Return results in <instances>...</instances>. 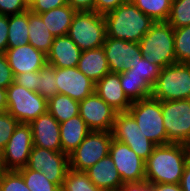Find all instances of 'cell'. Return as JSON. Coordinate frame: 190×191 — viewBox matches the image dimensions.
<instances>
[{
    "label": "cell",
    "mask_w": 190,
    "mask_h": 191,
    "mask_svg": "<svg viewBox=\"0 0 190 191\" xmlns=\"http://www.w3.org/2000/svg\"><path fill=\"white\" fill-rule=\"evenodd\" d=\"M187 161L185 144L157 145L145 161V180L152 184H180Z\"/></svg>",
    "instance_id": "cell-1"
},
{
    "label": "cell",
    "mask_w": 190,
    "mask_h": 191,
    "mask_svg": "<svg viewBox=\"0 0 190 191\" xmlns=\"http://www.w3.org/2000/svg\"><path fill=\"white\" fill-rule=\"evenodd\" d=\"M106 36L139 43L155 23L131 1L104 15Z\"/></svg>",
    "instance_id": "cell-2"
},
{
    "label": "cell",
    "mask_w": 190,
    "mask_h": 191,
    "mask_svg": "<svg viewBox=\"0 0 190 191\" xmlns=\"http://www.w3.org/2000/svg\"><path fill=\"white\" fill-rule=\"evenodd\" d=\"M143 57L161 68L177 63L174 28L166 22H155L139 41Z\"/></svg>",
    "instance_id": "cell-3"
},
{
    "label": "cell",
    "mask_w": 190,
    "mask_h": 191,
    "mask_svg": "<svg viewBox=\"0 0 190 191\" xmlns=\"http://www.w3.org/2000/svg\"><path fill=\"white\" fill-rule=\"evenodd\" d=\"M67 35L81 51L102 47L106 38L104 15L95 11H77Z\"/></svg>",
    "instance_id": "cell-4"
},
{
    "label": "cell",
    "mask_w": 190,
    "mask_h": 191,
    "mask_svg": "<svg viewBox=\"0 0 190 191\" xmlns=\"http://www.w3.org/2000/svg\"><path fill=\"white\" fill-rule=\"evenodd\" d=\"M151 96L160 101L190 99V64L174 63L161 68Z\"/></svg>",
    "instance_id": "cell-5"
},
{
    "label": "cell",
    "mask_w": 190,
    "mask_h": 191,
    "mask_svg": "<svg viewBox=\"0 0 190 191\" xmlns=\"http://www.w3.org/2000/svg\"><path fill=\"white\" fill-rule=\"evenodd\" d=\"M128 112L136 120L143 134L156 146L167 144L163 125L161 101L152 96L132 102Z\"/></svg>",
    "instance_id": "cell-6"
},
{
    "label": "cell",
    "mask_w": 190,
    "mask_h": 191,
    "mask_svg": "<svg viewBox=\"0 0 190 191\" xmlns=\"http://www.w3.org/2000/svg\"><path fill=\"white\" fill-rule=\"evenodd\" d=\"M6 90L7 112L19 123L29 124L47 112V100L38 92L30 91L14 82Z\"/></svg>",
    "instance_id": "cell-7"
},
{
    "label": "cell",
    "mask_w": 190,
    "mask_h": 191,
    "mask_svg": "<svg viewBox=\"0 0 190 191\" xmlns=\"http://www.w3.org/2000/svg\"><path fill=\"white\" fill-rule=\"evenodd\" d=\"M112 139V132L90 131L79 146L68 155L69 167L85 172L109 154Z\"/></svg>",
    "instance_id": "cell-8"
},
{
    "label": "cell",
    "mask_w": 190,
    "mask_h": 191,
    "mask_svg": "<svg viewBox=\"0 0 190 191\" xmlns=\"http://www.w3.org/2000/svg\"><path fill=\"white\" fill-rule=\"evenodd\" d=\"M167 144L190 140V99L161 101Z\"/></svg>",
    "instance_id": "cell-9"
},
{
    "label": "cell",
    "mask_w": 190,
    "mask_h": 191,
    "mask_svg": "<svg viewBox=\"0 0 190 191\" xmlns=\"http://www.w3.org/2000/svg\"><path fill=\"white\" fill-rule=\"evenodd\" d=\"M112 135L113 139L128 145L144 161L148 159L156 146L143 134L129 112H117Z\"/></svg>",
    "instance_id": "cell-10"
},
{
    "label": "cell",
    "mask_w": 190,
    "mask_h": 191,
    "mask_svg": "<svg viewBox=\"0 0 190 191\" xmlns=\"http://www.w3.org/2000/svg\"><path fill=\"white\" fill-rule=\"evenodd\" d=\"M26 167L42 172L50 182L61 188L70 168L69 156L63 152L33 146Z\"/></svg>",
    "instance_id": "cell-11"
},
{
    "label": "cell",
    "mask_w": 190,
    "mask_h": 191,
    "mask_svg": "<svg viewBox=\"0 0 190 191\" xmlns=\"http://www.w3.org/2000/svg\"><path fill=\"white\" fill-rule=\"evenodd\" d=\"M109 155L123 183L142 182L145 180V161L130 149L128 145L112 139L109 146Z\"/></svg>",
    "instance_id": "cell-12"
},
{
    "label": "cell",
    "mask_w": 190,
    "mask_h": 191,
    "mask_svg": "<svg viewBox=\"0 0 190 191\" xmlns=\"http://www.w3.org/2000/svg\"><path fill=\"white\" fill-rule=\"evenodd\" d=\"M33 146V136L30 125L19 123L2 151L6 169L19 170L26 167Z\"/></svg>",
    "instance_id": "cell-13"
},
{
    "label": "cell",
    "mask_w": 190,
    "mask_h": 191,
    "mask_svg": "<svg viewBox=\"0 0 190 191\" xmlns=\"http://www.w3.org/2000/svg\"><path fill=\"white\" fill-rule=\"evenodd\" d=\"M116 114L96 92L79 101V115L91 131L112 132Z\"/></svg>",
    "instance_id": "cell-14"
},
{
    "label": "cell",
    "mask_w": 190,
    "mask_h": 191,
    "mask_svg": "<svg viewBox=\"0 0 190 191\" xmlns=\"http://www.w3.org/2000/svg\"><path fill=\"white\" fill-rule=\"evenodd\" d=\"M110 72L122 73L143 58L139 43L106 36L103 44Z\"/></svg>",
    "instance_id": "cell-15"
},
{
    "label": "cell",
    "mask_w": 190,
    "mask_h": 191,
    "mask_svg": "<svg viewBox=\"0 0 190 191\" xmlns=\"http://www.w3.org/2000/svg\"><path fill=\"white\" fill-rule=\"evenodd\" d=\"M56 87L58 94L82 101L95 92V83L77 67L56 68Z\"/></svg>",
    "instance_id": "cell-16"
},
{
    "label": "cell",
    "mask_w": 190,
    "mask_h": 191,
    "mask_svg": "<svg viewBox=\"0 0 190 191\" xmlns=\"http://www.w3.org/2000/svg\"><path fill=\"white\" fill-rule=\"evenodd\" d=\"M13 75L26 72H38L47 64V55L32 45L7 48L4 52Z\"/></svg>",
    "instance_id": "cell-17"
},
{
    "label": "cell",
    "mask_w": 190,
    "mask_h": 191,
    "mask_svg": "<svg viewBox=\"0 0 190 191\" xmlns=\"http://www.w3.org/2000/svg\"><path fill=\"white\" fill-rule=\"evenodd\" d=\"M29 125L34 146L62 152L60 123L48 111L31 121Z\"/></svg>",
    "instance_id": "cell-18"
},
{
    "label": "cell",
    "mask_w": 190,
    "mask_h": 191,
    "mask_svg": "<svg viewBox=\"0 0 190 191\" xmlns=\"http://www.w3.org/2000/svg\"><path fill=\"white\" fill-rule=\"evenodd\" d=\"M95 92L117 112H128L132 104L121 87L120 73H107L95 84Z\"/></svg>",
    "instance_id": "cell-19"
},
{
    "label": "cell",
    "mask_w": 190,
    "mask_h": 191,
    "mask_svg": "<svg viewBox=\"0 0 190 191\" xmlns=\"http://www.w3.org/2000/svg\"><path fill=\"white\" fill-rule=\"evenodd\" d=\"M82 51L68 35L55 37L47 53V64L56 68L77 67Z\"/></svg>",
    "instance_id": "cell-20"
},
{
    "label": "cell",
    "mask_w": 190,
    "mask_h": 191,
    "mask_svg": "<svg viewBox=\"0 0 190 191\" xmlns=\"http://www.w3.org/2000/svg\"><path fill=\"white\" fill-rule=\"evenodd\" d=\"M85 172L92 183L102 191L118 189L123 184L109 154Z\"/></svg>",
    "instance_id": "cell-21"
},
{
    "label": "cell",
    "mask_w": 190,
    "mask_h": 191,
    "mask_svg": "<svg viewBox=\"0 0 190 191\" xmlns=\"http://www.w3.org/2000/svg\"><path fill=\"white\" fill-rule=\"evenodd\" d=\"M77 68L96 84L110 72L103 47L82 51Z\"/></svg>",
    "instance_id": "cell-22"
},
{
    "label": "cell",
    "mask_w": 190,
    "mask_h": 191,
    "mask_svg": "<svg viewBox=\"0 0 190 191\" xmlns=\"http://www.w3.org/2000/svg\"><path fill=\"white\" fill-rule=\"evenodd\" d=\"M90 131L91 130L80 115L60 123L62 152L69 155L79 146Z\"/></svg>",
    "instance_id": "cell-23"
},
{
    "label": "cell",
    "mask_w": 190,
    "mask_h": 191,
    "mask_svg": "<svg viewBox=\"0 0 190 191\" xmlns=\"http://www.w3.org/2000/svg\"><path fill=\"white\" fill-rule=\"evenodd\" d=\"M76 12L75 9L67 4L38 15L54 37H59L67 35Z\"/></svg>",
    "instance_id": "cell-24"
},
{
    "label": "cell",
    "mask_w": 190,
    "mask_h": 191,
    "mask_svg": "<svg viewBox=\"0 0 190 191\" xmlns=\"http://www.w3.org/2000/svg\"><path fill=\"white\" fill-rule=\"evenodd\" d=\"M28 29L29 44L47 55L55 37L47 29L42 18L30 10H28Z\"/></svg>",
    "instance_id": "cell-25"
},
{
    "label": "cell",
    "mask_w": 190,
    "mask_h": 191,
    "mask_svg": "<svg viewBox=\"0 0 190 191\" xmlns=\"http://www.w3.org/2000/svg\"><path fill=\"white\" fill-rule=\"evenodd\" d=\"M28 10L8 16L7 48L29 44Z\"/></svg>",
    "instance_id": "cell-26"
},
{
    "label": "cell",
    "mask_w": 190,
    "mask_h": 191,
    "mask_svg": "<svg viewBox=\"0 0 190 191\" xmlns=\"http://www.w3.org/2000/svg\"><path fill=\"white\" fill-rule=\"evenodd\" d=\"M47 111L59 122L79 115V101L67 95L56 94L47 101Z\"/></svg>",
    "instance_id": "cell-27"
},
{
    "label": "cell",
    "mask_w": 190,
    "mask_h": 191,
    "mask_svg": "<svg viewBox=\"0 0 190 191\" xmlns=\"http://www.w3.org/2000/svg\"><path fill=\"white\" fill-rule=\"evenodd\" d=\"M121 87L131 102L151 96L152 87L144 78L130 75L129 70L120 73Z\"/></svg>",
    "instance_id": "cell-28"
},
{
    "label": "cell",
    "mask_w": 190,
    "mask_h": 191,
    "mask_svg": "<svg viewBox=\"0 0 190 191\" xmlns=\"http://www.w3.org/2000/svg\"><path fill=\"white\" fill-rule=\"evenodd\" d=\"M137 8L154 22H166L169 18L173 0H131Z\"/></svg>",
    "instance_id": "cell-29"
},
{
    "label": "cell",
    "mask_w": 190,
    "mask_h": 191,
    "mask_svg": "<svg viewBox=\"0 0 190 191\" xmlns=\"http://www.w3.org/2000/svg\"><path fill=\"white\" fill-rule=\"evenodd\" d=\"M60 191H102L89 179L86 172L68 169Z\"/></svg>",
    "instance_id": "cell-30"
},
{
    "label": "cell",
    "mask_w": 190,
    "mask_h": 191,
    "mask_svg": "<svg viewBox=\"0 0 190 191\" xmlns=\"http://www.w3.org/2000/svg\"><path fill=\"white\" fill-rule=\"evenodd\" d=\"M17 171L23 176L24 182L30 191H60V187L50 182L40 171L31 170L27 167Z\"/></svg>",
    "instance_id": "cell-31"
},
{
    "label": "cell",
    "mask_w": 190,
    "mask_h": 191,
    "mask_svg": "<svg viewBox=\"0 0 190 191\" xmlns=\"http://www.w3.org/2000/svg\"><path fill=\"white\" fill-rule=\"evenodd\" d=\"M174 48L176 62L190 64V25L174 28Z\"/></svg>",
    "instance_id": "cell-32"
},
{
    "label": "cell",
    "mask_w": 190,
    "mask_h": 191,
    "mask_svg": "<svg viewBox=\"0 0 190 191\" xmlns=\"http://www.w3.org/2000/svg\"><path fill=\"white\" fill-rule=\"evenodd\" d=\"M38 93L47 101L58 94L55 67L46 64L38 71Z\"/></svg>",
    "instance_id": "cell-33"
},
{
    "label": "cell",
    "mask_w": 190,
    "mask_h": 191,
    "mask_svg": "<svg viewBox=\"0 0 190 191\" xmlns=\"http://www.w3.org/2000/svg\"><path fill=\"white\" fill-rule=\"evenodd\" d=\"M167 22L173 28L190 25V0H173Z\"/></svg>",
    "instance_id": "cell-34"
},
{
    "label": "cell",
    "mask_w": 190,
    "mask_h": 191,
    "mask_svg": "<svg viewBox=\"0 0 190 191\" xmlns=\"http://www.w3.org/2000/svg\"><path fill=\"white\" fill-rule=\"evenodd\" d=\"M128 70L130 71V75H137L138 77L144 78L147 83L153 87L160 74L161 67L157 64H152L143 57L141 60H138L133 64V67Z\"/></svg>",
    "instance_id": "cell-35"
},
{
    "label": "cell",
    "mask_w": 190,
    "mask_h": 191,
    "mask_svg": "<svg viewBox=\"0 0 190 191\" xmlns=\"http://www.w3.org/2000/svg\"><path fill=\"white\" fill-rule=\"evenodd\" d=\"M0 191H30L17 170H8L0 179Z\"/></svg>",
    "instance_id": "cell-36"
},
{
    "label": "cell",
    "mask_w": 190,
    "mask_h": 191,
    "mask_svg": "<svg viewBox=\"0 0 190 191\" xmlns=\"http://www.w3.org/2000/svg\"><path fill=\"white\" fill-rule=\"evenodd\" d=\"M18 124L9 112H0V152L4 150Z\"/></svg>",
    "instance_id": "cell-37"
},
{
    "label": "cell",
    "mask_w": 190,
    "mask_h": 191,
    "mask_svg": "<svg viewBox=\"0 0 190 191\" xmlns=\"http://www.w3.org/2000/svg\"><path fill=\"white\" fill-rule=\"evenodd\" d=\"M29 10L26 0H0V15L20 14Z\"/></svg>",
    "instance_id": "cell-38"
},
{
    "label": "cell",
    "mask_w": 190,
    "mask_h": 191,
    "mask_svg": "<svg viewBox=\"0 0 190 191\" xmlns=\"http://www.w3.org/2000/svg\"><path fill=\"white\" fill-rule=\"evenodd\" d=\"M63 5H67V0H34L29 4V10L32 13L40 14Z\"/></svg>",
    "instance_id": "cell-39"
},
{
    "label": "cell",
    "mask_w": 190,
    "mask_h": 191,
    "mask_svg": "<svg viewBox=\"0 0 190 191\" xmlns=\"http://www.w3.org/2000/svg\"><path fill=\"white\" fill-rule=\"evenodd\" d=\"M14 83L30 91L38 92V72L20 73L14 76Z\"/></svg>",
    "instance_id": "cell-40"
},
{
    "label": "cell",
    "mask_w": 190,
    "mask_h": 191,
    "mask_svg": "<svg viewBox=\"0 0 190 191\" xmlns=\"http://www.w3.org/2000/svg\"><path fill=\"white\" fill-rule=\"evenodd\" d=\"M14 82V75L4 53H0V88L6 89Z\"/></svg>",
    "instance_id": "cell-41"
},
{
    "label": "cell",
    "mask_w": 190,
    "mask_h": 191,
    "mask_svg": "<svg viewBox=\"0 0 190 191\" xmlns=\"http://www.w3.org/2000/svg\"><path fill=\"white\" fill-rule=\"evenodd\" d=\"M129 0H95L94 11L105 15Z\"/></svg>",
    "instance_id": "cell-42"
},
{
    "label": "cell",
    "mask_w": 190,
    "mask_h": 191,
    "mask_svg": "<svg viewBox=\"0 0 190 191\" xmlns=\"http://www.w3.org/2000/svg\"><path fill=\"white\" fill-rule=\"evenodd\" d=\"M8 15H0V53L7 50Z\"/></svg>",
    "instance_id": "cell-43"
},
{
    "label": "cell",
    "mask_w": 190,
    "mask_h": 191,
    "mask_svg": "<svg viewBox=\"0 0 190 191\" xmlns=\"http://www.w3.org/2000/svg\"><path fill=\"white\" fill-rule=\"evenodd\" d=\"M67 4L76 11H94L95 0H67Z\"/></svg>",
    "instance_id": "cell-44"
},
{
    "label": "cell",
    "mask_w": 190,
    "mask_h": 191,
    "mask_svg": "<svg viewBox=\"0 0 190 191\" xmlns=\"http://www.w3.org/2000/svg\"><path fill=\"white\" fill-rule=\"evenodd\" d=\"M180 185L182 191H190V160L185 165Z\"/></svg>",
    "instance_id": "cell-45"
},
{
    "label": "cell",
    "mask_w": 190,
    "mask_h": 191,
    "mask_svg": "<svg viewBox=\"0 0 190 191\" xmlns=\"http://www.w3.org/2000/svg\"><path fill=\"white\" fill-rule=\"evenodd\" d=\"M154 191H182L180 184H153Z\"/></svg>",
    "instance_id": "cell-46"
},
{
    "label": "cell",
    "mask_w": 190,
    "mask_h": 191,
    "mask_svg": "<svg viewBox=\"0 0 190 191\" xmlns=\"http://www.w3.org/2000/svg\"><path fill=\"white\" fill-rule=\"evenodd\" d=\"M134 191H154L153 184L146 180L142 182H134Z\"/></svg>",
    "instance_id": "cell-47"
},
{
    "label": "cell",
    "mask_w": 190,
    "mask_h": 191,
    "mask_svg": "<svg viewBox=\"0 0 190 191\" xmlns=\"http://www.w3.org/2000/svg\"><path fill=\"white\" fill-rule=\"evenodd\" d=\"M0 112H7V90L0 88Z\"/></svg>",
    "instance_id": "cell-48"
},
{
    "label": "cell",
    "mask_w": 190,
    "mask_h": 191,
    "mask_svg": "<svg viewBox=\"0 0 190 191\" xmlns=\"http://www.w3.org/2000/svg\"><path fill=\"white\" fill-rule=\"evenodd\" d=\"M109 191H134V183H123L118 189Z\"/></svg>",
    "instance_id": "cell-49"
},
{
    "label": "cell",
    "mask_w": 190,
    "mask_h": 191,
    "mask_svg": "<svg viewBox=\"0 0 190 191\" xmlns=\"http://www.w3.org/2000/svg\"><path fill=\"white\" fill-rule=\"evenodd\" d=\"M8 170L6 169L5 165H4V159L2 156V152H0V179L4 176V174L7 172Z\"/></svg>",
    "instance_id": "cell-50"
},
{
    "label": "cell",
    "mask_w": 190,
    "mask_h": 191,
    "mask_svg": "<svg viewBox=\"0 0 190 191\" xmlns=\"http://www.w3.org/2000/svg\"><path fill=\"white\" fill-rule=\"evenodd\" d=\"M186 150H187V157L188 160H190V140L185 144Z\"/></svg>",
    "instance_id": "cell-51"
},
{
    "label": "cell",
    "mask_w": 190,
    "mask_h": 191,
    "mask_svg": "<svg viewBox=\"0 0 190 191\" xmlns=\"http://www.w3.org/2000/svg\"><path fill=\"white\" fill-rule=\"evenodd\" d=\"M28 4H31L34 0H26Z\"/></svg>",
    "instance_id": "cell-52"
}]
</instances>
